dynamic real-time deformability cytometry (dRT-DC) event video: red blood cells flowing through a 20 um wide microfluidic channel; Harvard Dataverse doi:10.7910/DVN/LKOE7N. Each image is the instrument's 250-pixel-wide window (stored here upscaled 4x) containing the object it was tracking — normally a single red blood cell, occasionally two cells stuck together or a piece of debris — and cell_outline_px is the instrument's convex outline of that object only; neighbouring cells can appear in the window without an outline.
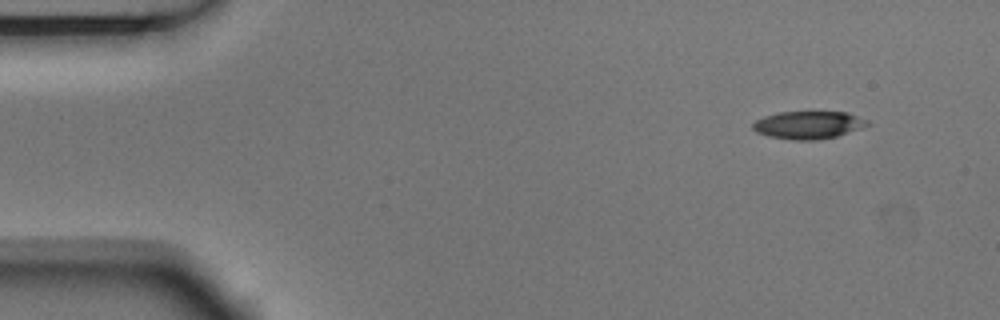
{"species": "Egyptian fruit bat (a non-hibernating species)", "species_latin": "Rousettus aegyptiacus", "temperature_condition": "room temperature", "stored_images_in_passage": 4, "camera_frame_rate_fps": 3000, "um_per_image_px": 0.085, "animal": {"sex": "male"}, "frame": {"image": 1, "passage_image": 1, "time_ms": 0.0, "image_size_px": [1000, 320], "cell_outline_px": [[872, 124], [836, 136], [816, 140], [792, 140], [768, 136], [756, 132], [752, 128], [752, 124], [756, 120], [764, 116], [780, 112], [848, 112]], "centroid_in_image_um": [68.66, 10.62], "position_along_channel_um": 16.3, "area_um2": 18.32}}
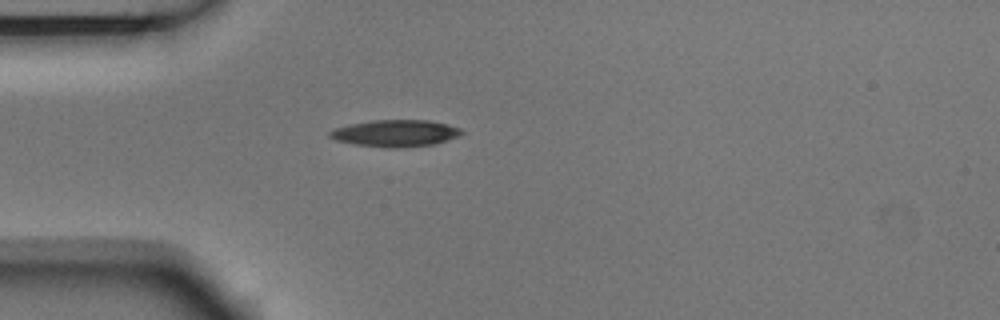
{"frame": {"image": 2, "passage_image": 4, "time_ms": 1.0, "image_size_px": [1000, 320], "cell_outline_px": [[464, 132], [460, 136], [432, 144], [400, 148], [388, 148], [356, 144], [336, 140], [328, 136], [328, 132], [336, 128], [348, 124], [372, 120], [428, 120], [448, 124], [460, 128]], "centroid_in_image_um": [33.61, 11.32], "position_along_channel_um": 51.4, "area_um2": 20.58}}